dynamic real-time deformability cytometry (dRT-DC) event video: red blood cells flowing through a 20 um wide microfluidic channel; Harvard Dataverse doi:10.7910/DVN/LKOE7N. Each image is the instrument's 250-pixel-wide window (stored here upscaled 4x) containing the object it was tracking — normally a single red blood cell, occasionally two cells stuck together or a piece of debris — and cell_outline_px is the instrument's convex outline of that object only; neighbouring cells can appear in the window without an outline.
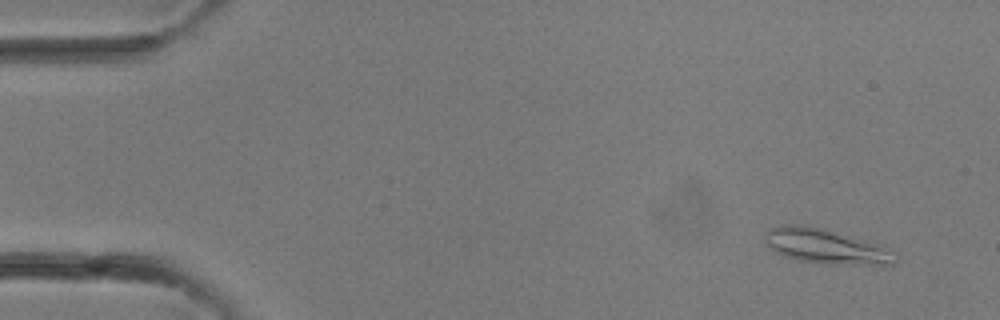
{"species": "common noctule bat (a hibernating species)", "species_latin": "Nyctalus noctula", "temperature_condition": "room temperature", "stored_images_in_passage": 32, "camera_frame_rate_fps": 3000, "um_per_image_px": 0.085, "animal": {"sex": "female"}, "frame": {"image": 1, "passage_image": 2, "time_ms": 0.333, "image_size_px": [1000, 320], "cell_outline_px": [[900, 260], [896, 264], [828, 264], [800, 260], [784, 256], [776, 252], [764, 244], [764, 240], [768, 228], [780, 224], [808, 224], [824, 228], [852, 236], [876, 244], [896, 252], [900, 256]], "centroid_in_image_um": [70.19, 20.92], "position_along_channel_um": 14.8, "area_um2": 26.76}}
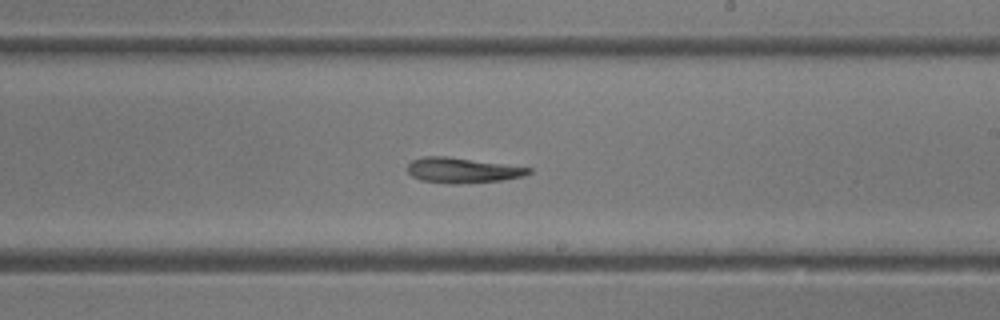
{"frame": {"image": 2, "passage_image": 19, "time_ms": 6.0, "image_size_px": [1000, 320], "cell_outline_px": [[532, 172], [524, 176], [504, 180], [456, 184], [448, 184], [420, 180], [412, 176], [404, 168], [412, 160], [424, 156], [448, 156], [532, 168]], "centroid_in_image_um": [39.27, 14.48], "position_along_channel_um": 249.7, "area_um2": 18.03}}
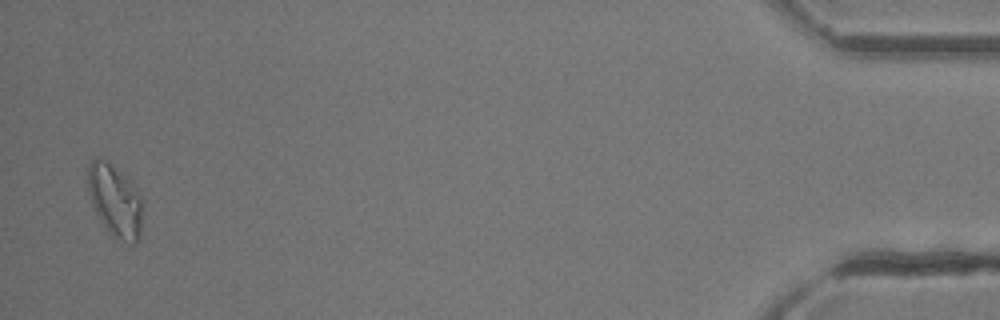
{"frame": {"image": 3, "passage_image": 32, "time_ms": 10.333, "image_size_px": [1000, 320], "cell_outline_px": [[140, 236], [136, 244], [132, 244], [120, 240], [108, 232], [96, 212], [92, 204], [88, 192], [88, 164], [96, 156], [104, 160], [132, 180], [140, 196]], "centroid_in_image_um": [9.76, 17.04], "position_along_channel_um": 425.4, "area_um2": 22.77}}